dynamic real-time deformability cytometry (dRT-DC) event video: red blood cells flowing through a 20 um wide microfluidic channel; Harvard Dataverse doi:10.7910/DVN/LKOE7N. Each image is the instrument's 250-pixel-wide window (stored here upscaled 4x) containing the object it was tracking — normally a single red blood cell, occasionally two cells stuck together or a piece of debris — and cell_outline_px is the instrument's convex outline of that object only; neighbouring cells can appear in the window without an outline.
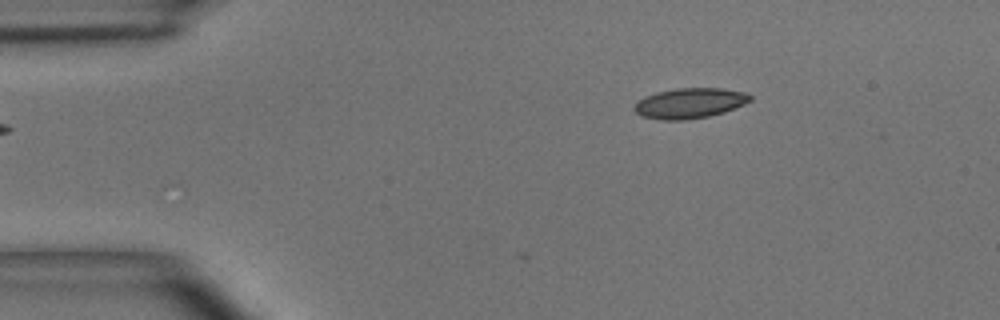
{"species": "common noctule bat (a hibernating species)", "species_latin": "Nyctalus noctula", "temperature_condition": "room temperature", "stored_images_in_passage": 3, "camera_frame_rate_fps": 3000, "um_per_image_px": 0.085, "animal": {"sex": "male", "body_mass_g": 15.6}, "frame": {"image": 1, "passage_image": 3, "time_ms": 2.333, "image_size_px": [1000, 320], "cell_outline_px": [[752, 100], [744, 104], [724, 112], [708, 116], [684, 120], [664, 120], [640, 116], [632, 108], [644, 96], [656, 92], [676, 88], [720, 88], [748, 92], [752, 96]], "centroid_in_image_um": [58.64, 8.76], "position_along_channel_um": 26.4, "area_um2": 20.52}}